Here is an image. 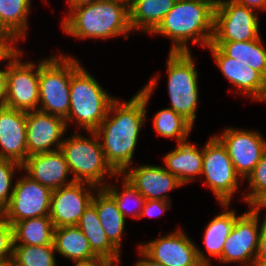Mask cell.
I'll return each mask as SVG.
<instances>
[{"instance_id":"obj_1","label":"cell","mask_w":266,"mask_h":266,"mask_svg":"<svg viewBox=\"0 0 266 266\" xmlns=\"http://www.w3.org/2000/svg\"><path fill=\"white\" fill-rule=\"evenodd\" d=\"M156 78L130 101L119 103L114 100L108 109L106 118L101 122L95 134L103 137L101 144L106 162L117 173L122 174L129 168L137 144L141 126L146 120V104L155 87ZM116 110V111H115ZM116 114L109 119V114Z\"/></svg>"},{"instance_id":"obj_2","label":"cell","mask_w":266,"mask_h":266,"mask_svg":"<svg viewBox=\"0 0 266 266\" xmlns=\"http://www.w3.org/2000/svg\"><path fill=\"white\" fill-rule=\"evenodd\" d=\"M214 9L206 0H177L152 33L172 39L170 52H189L186 42L190 38L208 47L213 37Z\"/></svg>"},{"instance_id":"obj_3","label":"cell","mask_w":266,"mask_h":266,"mask_svg":"<svg viewBox=\"0 0 266 266\" xmlns=\"http://www.w3.org/2000/svg\"><path fill=\"white\" fill-rule=\"evenodd\" d=\"M76 38L114 37L131 31L129 5L120 0H97L77 6L62 23Z\"/></svg>"},{"instance_id":"obj_4","label":"cell","mask_w":266,"mask_h":266,"mask_svg":"<svg viewBox=\"0 0 266 266\" xmlns=\"http://www.w3.org/2000/svg\"><path fill=\"white\" fill-rule=\"evenodd\" d=\"M99 83L83 69L78 61L72 59L70 81V108L68 120H76L89 132H95L106 118L110 104L114 101Z\"/></svg>"},{"instance_id":"obj_5","label":"cell","mask_w":266,"mask_h":266,"mask_svg":"<svg viewBox=\"0 0 266 266\" xmlns=\"http://www.w3.org/2000/svg\"><path fill=\"white\" fill-rule=\"evenodd\" d=\"M92 140L75 134L63 140L60 150L63 152L69 171L73 172V181L86 182L91 188L103 180L107 172L110 176L117 173L106 162L99 137L89 132Z\"/></svg>"},{"instance_id":"obj_6","label":"cell","mask_w":266,"mask_h":266,"mask_svg":"<svg viewBox=\"0 0 266 266\" xmlns=\"http://www.w3.org/2000/svg\"><path fill=\"white\" fill-rule=\"evenodd\" d=\"M72 58L61 55L39 64V111L66 118L70 108Z\"/></svg>"},{"instance_id":"obj_7","label":"cell","mask_w":266,"mask_h":266,"mask_svg":"<svg viewBox=\"0 0 266 266\" xmlns=\"http://www.w3.org/2000/svg\"><path fill=\"white\" fill-rule=\"evenodd\" d=\"M170 109L192 125L198 101V73L189 52H170L167 60Z\"/></svg>"},{"instance_id":"obj_8","label":"cell","mask_w":266,"mask_h":266,"mask_svg":"<svg viewBox=\"0 0 266 266\" xmlns=\"http://www.w3.org/2000/svg\"><path fill=\"white\" fill-rule=\"evenodd\" d=\"M258 17L251 8L234 0L222 1L214 9L211 42L253 41L259 39Z\"/></svg>"},{"instance_id":"obj_9","label":"cell","mask_w":266,"mask_h":266,"mask_svg":"<svg viewBox=\"0 0 266 266\" xmlns=\"http://www.w3.org/2000/svg\"><path fill=\"white\" fill-rule=\"evenodd\" d=\"M202 174L222 206L227 207L238 188L239 176L223 144L214 136L203 148Z\"/></svg>"},{"instance_id":"obj_10","label":"cell","mask_w":266,"mask_h":266,"mask_svg":"<svg viewBox=\"0 0 266 266\" xmlns=\"http://www.w3.org/2000/svg\"><path fill=\"white\" fill-rule=\"evenodd\" d=\"M8 206L1 213L13 226L28 218L49 216L52 190L29 176L19 179Z\"/></svg>"},{"instance_id":"obj_11","label":"cell","mask_w":266,"mask_h":266,"mask_svg":"<svg viewBox=\"0 0 266 266\" xmlns=\"http://www.w3.org/2000/svg\"><path fill=\"white\" fill-rule=\"evenodd\" d=\"M163 266H210L204 254L181 230L139 247Z\"/></svg>"},{"instance_id":"obj_12","label":"cell","mask_w":266,"mask_h":266,"mask_svg":"<svg viewBox=\"0 0 266 266\" xmlns=\"http://www.w3.org/2000/svg\"><path fill=\"white\" fill-rule=\"evenodd\" d=\"M20 51L7 65V99L5 106L20 111L38 110L39 64L33 72V63H21Z\"/></svg>"},{"instance_id":"obj_13","label":"cell","mask_w":266,"mask_h":266,"mask_svg":"<svg viewBox=\"0 0 266 266\" xmlns=\"http://www.w3.org/2000/svg\"><path fill=\"white\" fill-rule=\"evenodd\" d=\"M215 137L226 148L236 173L242 178L249 176L266 151V141L254 131L228 128Z\"/></svg>"},{"instance_id":"obj_14","label":"cell","mask_w":266,"mask_h":266,"mask_svg":"<svg viewBox=\"0 0 266 266\" xmlns=\"http://www.w3.org/2000/svg\"><path fill=\"white\" fill-rule=\"evenodd\" d=\"M259 214L252 209L235 220L234 226L223 246L220 262H248L254 265L260 228L258 229ZM252 257V258H251Z\"/></svg>"},{"instance_id":"obj_15","label":"cell","mask_w":266,"mask_h":266,"mask_svg":"<svg viewBox=\"0 0 266 266\" xmlns=\"http://www.w3.org/2000/svg\"><path fill=\"white\" fill-rule=\"evenodd\" d=\"M86 182H77L53 190L49 217L54 228L77 226L84 211L91 205L94 195L84 190Z\"/></svg>"},{"instance_id":"obj_16","label":"cell","mask_w":266,"mask_h":266,"mask_svg":"<svg viewBox=\"0 0 266 266\" xmlns=\"http://www.w3.org/2000/svg\"><path fill=\"white\" fill-rule=\"evenodd\" d=\"M65 119L39 110L26 112V133L28 157L35 154L55 151L52 145L60 149V138L66 131Z\"/></svg>"},{"instance_id":"obj_17","label":"cell","mask_w":266,"mask_h":266,"mask_svg":"<svg viewBox=\"0 0 266 266\" xmlns=\"http://www.w3.org/2000/svg\"><path fill=\"white\" fill-rule=\"evenodd\" d=\"M0 158L22 165L28 157L26 112L0 107Z\"/></svg>"},{"instance_id":"obj_18","label":"cell","mask_w":266,"mask_h":266,"mask_svg":"<svg viewBox=\"0 0 266 266\" xmlns=\"http://www.w3.org/2000/svg\"><path fill=\"white\" fill-rule=\"evenodd\" d=\"M212 55L223 75L233 85L256 100L266 101V79L256 70L228 57L219 47L210 44Z\"/></svg>"},{"instance_id":"obj_19","label":"cell","mask_w":266,"mask_h":266,"mask_svg":"<svg viewBox=\"0 0 266 266\" xmlns=\"http://www.w3.org/2000/svg\"><path fill=\"white\" fill-rule=\"evenodd\" d=\"M21 166L27 171V176L52 191L74 182L71 180L66 183V178L70 171L64 154L60 149L31 155L27 157Z\"/></svg>"},{"instance_id":"obj_20","label":"cell","mask_w":266,"mask_h":266,"mask_svg":"<svg viewBox=\"0 0 266 266\" xmlns=\"http://www.w3.org/2000/svg\"><path fill=\"white\" fill-rule=\"evenodd\" d=\"M128 180L146 200L167 201L168 195L163 193L183 185L176 176L165 168L158 166H139L131 171L124 172Z\"/></svg>"},{"instance_id":"obj_21","label":"cell","mask_w":266,"mask_h":266,"mask_svg":"<svg viewBox=\"0 0 266 266\" xmlns=\"http://www.w3.org/2000/svg\"><path fill=\"white\" fill-rule=\"evenodd\" d=\"M165 163V169L186 184L194 179L192 176L202 174L203 150L188 142L178 143L175 150L166 154Z\"/></svg>"},{"instance_id":"obj_22","label":"cell","mask_w":266,"mask_h":266,"mask_svg":"<svg viewBox=\"0 0 266 266\" xmlns=\"http://www.w3.org/2000/svg\"><path fill=\"white\" fill-rule=\"evenodd\" d=\"M77 227L87 238L92 252L99 258L119 262V250L109 241L102 228L96 208L91 204L81 216Z\"/></svg>"},{"instance_id":"obj_23","label":"cell","mask_w":266,"mask_h":266,"mask_svg":"<svg viewBox=\"0 0 266 266\" xmlns=\"http://www.w3.org/2000/svg\"><path fill=\"white\" fill-rule=\"evenodd\" d=\"M177 0H132L129 4L131 29L153 32Z\"/></svg>"},{"instance_id":"obj_24","label":"cell","mask_w":266,"mask_h":266,"mask_svg":"<svg viewBox=\"0 0 266 266\" xmlns=\"http://www.w3.org/2000/svg\"><path fill=\"white\" fill-rule=\"evenodd\" d=\"M53 245L56 252L76 263L98 258L92 252L87 238L77 226L54 228Z\"/></svg>"},{"instance_id":"obj_25","label":"cell","mask_w":266,"mask_h":266,"mask_svg":"<svg viewBox=\"0 0 266 266\" xmlns=\"http://www.w3.org/2000/svg\"><path fill=\"white\" fill-rule=\"evenodd\" d=\"M91 204L97 210L99 220L107 238L120 251L125 217L118 210L114 198L104 188H100L98 195L96 197L93 196Z\"/></svg>"},{"instance_id":"obj_26","label":"cell","mask_w":266,"mask_h":266,"mask_svg":"<svg viewBox=\"0 0 266 266\" xmlns=\"http://www.w3.org/2000/svg\"><path fill=\"white\" fill-rule=\"evenodd\" d=\"M259 39L253 41L211 42L219 47L228 57L258 71L266 79V49Z\"/></svg>"},{"instance_id":"obj_27","label":"cell","mask_w":266,"mask_h":266,"mask_svg":"<svg viewBox=\"0 0 266 266\" xmlns=\"http://www.w3.org/2000/svg\"><path fill=\"white\" fill-rule=\"evenodd\" d=\"M54 226L49 216L28 218L13 225L14 243L19 245H53Z\"/></svg>"},{"instance_id":"obj_28","label":"cell","mask_w":266,"mask_h":266,"mask_svg":"<svg viewBox=\"0 0 266 266\" xmlns=\"http://www.w3.org/2000/svg\"><path fill=\"white\" fill-rule=\"evenodd\" d=\"M31 0H0V29L9 31L17 40L25 37Z\"/></svg>"},{"instance_id":"obj_29","label":"cell","mask_w":266,"mask_h":266,"mask_svg":"<svg viewBox=\"0 0 266 266\" xmlns=\"http://www.w3.org/2000/svg\"><path fill=\"white\" fill-rule=\"evenodd\" d=\"M237 218L234 211H225L209 222L203 240L211 256H222L223 246Z\"/></svg>"},{"instance_id":"obj_30","label":"cell","mask_w":266,"mask_h":266,"mask_svg":"<svg viewBox=\"0 0 266 266\" xmlns=\"http://www.w3.org/2000/svg\"><path fill=\"white\" fill-rule=\"evenodd\" d=\"M54 245H13L11 266H56Z\"/></svg>"},{"instance_id":"obj_31","label":"cell","mask_w":266,"mask_h":266,"mask_svg":"<svg viewBox=\"0 0 266 266\" xmlns=\"http://www.w3.org/2000/svg\"><path fill=\"white\" fill-rule=\"evenodd\" d=\"M156 131L164 137H174L178 143L186 142L193 125L170 108L160 110L154 117Z\"/></svg>"},{"instance_id":"obj_32","label":"cell","mask_w":266,"mask_h":266,"mask_svg":"<svg viewBox=\"0 0 266 266\" xmlns=\"http://www.w3.org/2000/svg\"><path fill=\"white\" fill-rule=\"evenodd\" d=\"M124 182V190L122 191V193H118V191L116 190V188L114 189L111 186H106L105 182L104 184L101 186V188H104L115 200L118 210L123 214L124 217H126L127 213L130 212L132 213V217H141V213H142V207L144 206V203L146 201V199L144 198V196L128 181L124 178L123 180ZM131 198H134V201H136L135 203L137 204V206L139 205V207H141V209L139 210V212H136V210L134 209H129L128 205H129V201ZM132 200V199H131ZM128 211V212H127ZM135 212V213H134Z\"/></svg>"},{"instance_id":"obj_33","label":"cell","mask_w":266,"mask_h":266,"mask_svg":"<svg viewBox=\"0 0 266 266\" xmlns=\"http://www.w3.org/2000/svg\"><path fill=\"white\" fill-rule=\"evenodd\" d=\"M17 167L22 168L14 161L0 158V214L8 206L12 196V192L9 194V188H11L14 168Z\"/></svg>"},{"instance_id":"obj_34","label":"cell","mask_w":266,"mask_h":266,"mask_svg":"<svg viewBox=\"0 0 266 266\" xmlns=\"http://www.w3.org/2000/svg\"><path fill=\"white\" fill-rule=\"evenodd\" d=\"M248 180L252 191L244 199L250 205L260 194L266 191V151L249 174Z\"/></svg>"},{"instance_id":"obj_35","label":"cell","mask_w":266,"mask_h":266,"mask_svg":"<svg viewBox=\"0 0 266 266\" xmlns=\"http://www.w3.org/2000/svg\"><path fill=\"white\" fill-rule=\"evenodd\" d=\"M13 245V226L0 214V266L11 264Z\"/></svg>"},{"instance_id":"obj_36","label":"cell","mask_w":266,"mask_h":266,"mask_svg":"<svg viewBox=\"0 0 266 266\" xmlns=\"http://www.w3.org/2000/svg\"><path fill=\"white\" fill-rule=\"evenodd\" d=\"M15 39L16 38L9 31L0 29V61L6 59L11 60L20 52L11 44L17 41Z\"/></svg>"},{"instance_id":"obj_37","label":"cell","mask_w":266,"mask_h":266,"mask_svg":"<svg viewBox=\"0 0 266 266\" xmlns=\"http://www.w3.org/2000/svg\"><path fill=\"white\" fill-rule=\"evenodd\" d=\"M258 249L256 257L254 259L253 266H266V219H263V223L260 228Z\"/></svg>"},{"instance_id":"obj_38","label":"cell","mask_w":266,"mask_h":266,"mask_svg":"<svg viewBox=\"0 0 266 266\" xmlns=\"http://www.w3.org/2000/svg\"><path fill=\"white\" fill-rule=\"evenodd\" d=\"M169 202L163 200H146L142 207L141 217L160 216L167 209Z\"/></svg>"},{"instance_id":"obj_39","label":"cell","mask_w":266,"mask_h":266,"mask_svg":"<svg viewBox=\"0 0 266 266\" xmlns=\"http://www.w3.org/2000/svg\"><path fill=\"white\" fill-rule=\"evenodd\" d=\"M7 99V69L0 70V107L5 106Z\"/></svg>"},{"instance_id":"obj_40","label":"cell","mask_w":266,"mask_h":266,"mask_svg":"<svg viewBox=\"0 0 266 266\" xmlns=\"http://www.w3.org/2000/svg\"><path fill=\"white\" fill-rule=\"evenodd\" d=\"M114 262L104 259V258H95L90 261L78 262L75 266H112Z\"/></svg>"},{"instance_id":"obj_41","label":"cell","mask_w":266,"mask_h":266,"mask_svg":"<svg viewBox=\"0 0 266 266\" xmlns=\"http://www.w3.org/2000/svg\"><path fill=\"white\" fill-rule=\"evenodd\" d=\"M236 3L246 6L247 8L266 9V0H234Z\"/></svg>"},{"instance_id":"obj_42","label":"cell","mask_w":266,"mask_h":266,"mask_svg":"<svg viewBox=\"0 0 266 266\" xmlns=\"http://www.w3.org/2000/svg\"><path fill=\"white\" fill-rule=\"evenodd\" d=\"M250 205L253 207L252 210L257 214L260 211V207L264 206L266 208V191L260 194Z\"/></svg>"},{"instance_id":"obj_43","label":"cell","mask_w":266,"mask_h":266,"mask_svg":"<svg viewBox=\"0 0 266 266\" xmlns=\"http://www.w3.org/2000/svg\"><path fill=\"white\" fill-rule=\"evenodd\" d=\"M141 255L144 257V259L137 262L135 266H163L162 264L152 260L149 256H147L141 249H139ZM146 258V259H145Z\"/></svg>"},{"instance_id":"obj_44","label":"cell","mask_w":266,"mask_h":266,"mask_svg":"<svg viewBox=\"0 0 266 266\" xmlns=\"http://www.w3.org/2000/svg\"><path fill=\"white\" fill-rule=\"evenodd\" d=\"M69 1V5H70V9H73L77 6H80V5H84V4H90L94 1H97V0H68Z\"/></svg>"},{"instance_id":"obj_45","label":"cell","mask_w":266,"mask_h":266,"mask_svg":"<svg viewBox=\"0 0 266 266\" xmlns=\"http://www.w3.org/2000/svg\"><path fill=\"white\" fill-rule=\"evenodd\" d=\"M208 2H210L212 5H214L215 7L218 6L223 0H206Z\"/></svg>"},{"instance_id":"obj_46","label":"cell","mask_w":266,"mask_h":266,"mask_svg":"<svg viewBox=\"0 0 266 266\" xmlns=\"http://www.w3.org/2000/svg\"><path fill=\"white\" fill-rule=\"evenodd\" d=\"M120 1H123V2H125V3H127L129 5L132 0H120Z\"/></svg>"}]
</instances>
